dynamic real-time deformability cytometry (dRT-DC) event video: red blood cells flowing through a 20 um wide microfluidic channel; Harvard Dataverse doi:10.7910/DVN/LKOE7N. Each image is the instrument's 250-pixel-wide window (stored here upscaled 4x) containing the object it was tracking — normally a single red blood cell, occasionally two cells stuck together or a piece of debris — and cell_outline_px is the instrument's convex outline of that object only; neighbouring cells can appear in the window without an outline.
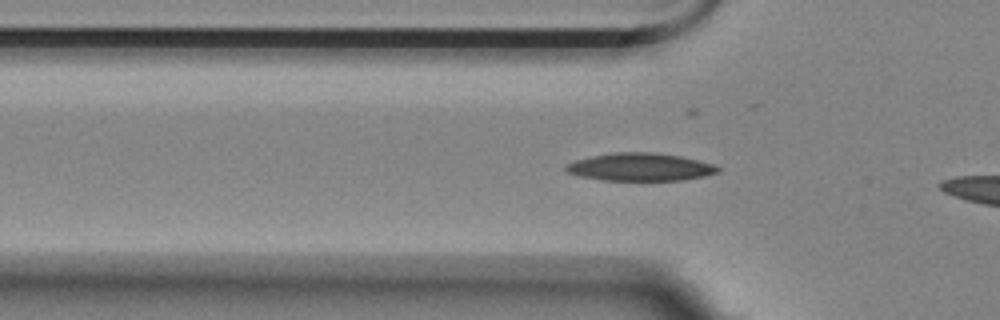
{"species": "Egyptian fruit bat (a non-hibernating species)", "species_latin": "Rousettus aegyptiacus", "temperature_condition": "room temperature", "stored_images_in_passage": 5, "camera_frame_rate_fps": 3000, "um_per_image_px": 0.085, "animal": {"sex": "female"}, "frame": {"image": 1, "passage_image": 3, "time_ms": 0.667, "image_size_px": [1000, 320], "cell_outline_px": [[720, 172], [704, 176], [684, 180], [600, 180], [580, 176], [568, 172], [564, 168], [564, 164], [576, 160], [592, 156], [616, 152], [656, 152], [680, 156], [712, 164], [720, 168]], "centroid_in_image_um": [54.4, 14.19], "position_along_channel_um": 71.4, "area_um2": 24.57}}